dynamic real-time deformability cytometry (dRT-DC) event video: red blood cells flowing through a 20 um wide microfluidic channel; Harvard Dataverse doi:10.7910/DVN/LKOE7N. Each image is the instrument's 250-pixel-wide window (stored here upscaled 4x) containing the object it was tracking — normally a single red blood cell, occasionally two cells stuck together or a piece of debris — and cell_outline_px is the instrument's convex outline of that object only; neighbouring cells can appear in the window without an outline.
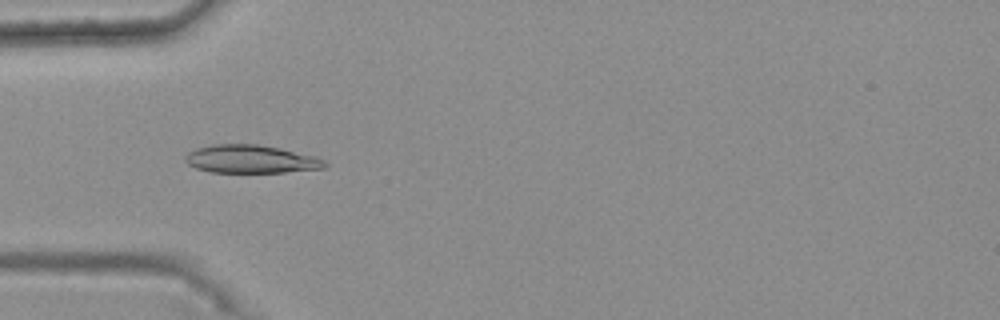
{"species": "common noctule bat (a hibernating species)", "species_latin": "Nyctalus noctula", "temperature_condition": "warm", "stored_images_in_passage": 40, "camera_frame_rate_fps": 3000, "um_per_image_px": 0.085, "animal": {"sex": "female", "body_mass_g": 25.1}, "frame": {"image": 1, "passage_image": 13, "time_ms": 4.0, "image_size_px": [1000, 320], "cell_outline_px": [[328, 164], [324, 168], [284, 172], [208, 172], [196, 168], [188, 164], [184, 160], [184, 156], [188, 152], [196, 148], [212, 144], [256, 144], [280, 148], [316, 156], [324, 160]], "centroid_in_image_um": [21.3, 13.52], "position_along_channel_um": 63.7, "area_um2": 22.95}}
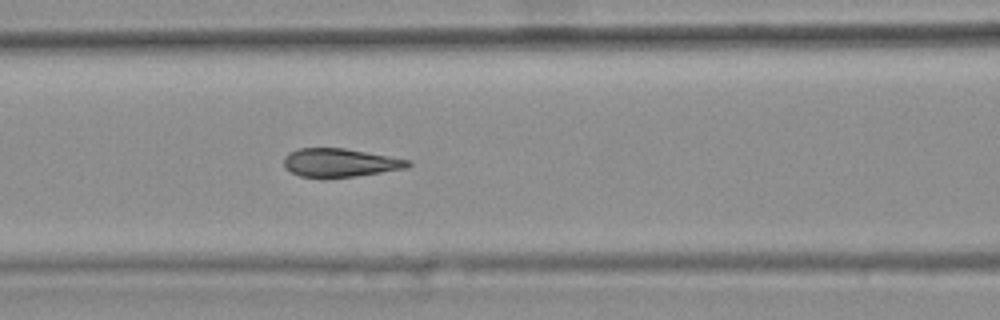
{"frame": {"image": 2, "passage_image": 19, "time_ms": 6.0, "image_size_px": [1000, 320], "cell_outline_px": [[412, 164], [408, 168], [356, 176], [320, 180], [300, 176], [284, 168], [284, 156], [288, 152], [300, 148], [344, 148], [412, 160]], "centroid_in_image_um": [28.88, 13.85], "position_along_channel_um": 137.7, "area_um2": 21.15}}
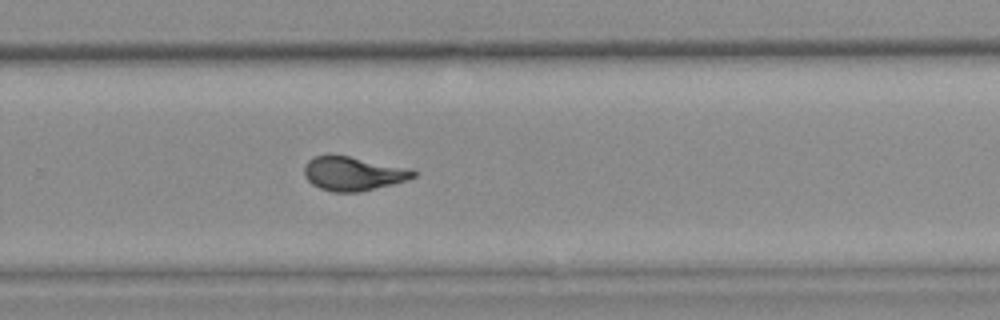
{"frame": {"image": 3, "passage_image": 32, "time_ms": 10.333, "image_size_px": [1000, 320], "cell_outline_px": [[416, 176], [408, 180], [360, 192], [332, 192], [320, 188], [312, 184], [304, 176], [304, 164], [312, 156], [328, 152], [332, 152], [412, 168], [416, 172]], "centroid_in_image_um": [29.99, 14.71], "position_along_channel_um": 299.8, "area_um2": 22.43}, "authors_computed_cell_mechanics": {"area_um2": 21.8195, "velocity_mm_per_s": 3.7499, "shape_relaxation_time_tau1_ms": 6.7381, "shape_relaxation_time_tau2_ms": 0.7836, "deformation_change_tau1": 0.1993, "deformation_change_tau2": 0.0431}}